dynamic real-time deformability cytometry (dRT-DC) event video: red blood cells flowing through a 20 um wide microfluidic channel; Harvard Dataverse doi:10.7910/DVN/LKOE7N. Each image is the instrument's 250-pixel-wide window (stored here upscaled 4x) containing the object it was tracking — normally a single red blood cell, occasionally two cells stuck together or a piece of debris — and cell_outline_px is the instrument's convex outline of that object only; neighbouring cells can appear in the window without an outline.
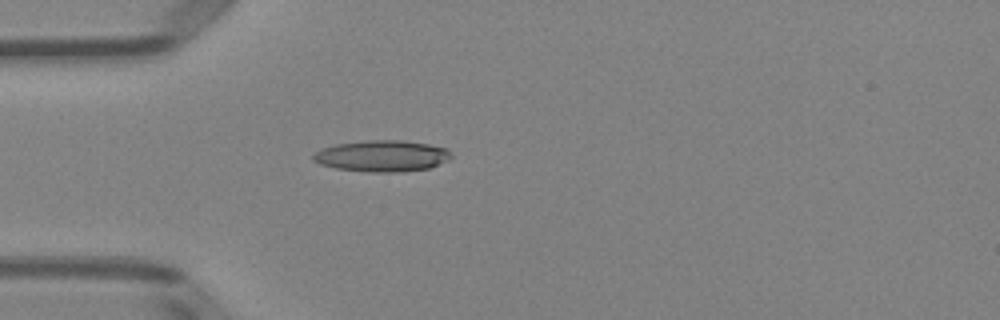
{"species": "Egyptian fruit bat (a non-hibernating species)", "species_latin": "Rousettus aegyptiacus", "temperature_condition": "room temperature", "stored_images_in_passage": 1, "camera_frame_rate_fps": 3000, "um_per_image_px": 0.085, "animal": {"sex": "female"}, "frame": {"image": 1, "passage_image": 1, "time_ms": 0.0, "image_size_px": [1000, 320], "cell_outline_px": [[452, 156], [448, 160], [428, 168], [400, 172], [368, 172], [336, 168], [320, 164], [312, 160], [312, 156], [320, 148], [336, 144], [368, 140], [400, 140], [428, 144], [448, 148]], "centroid_in_image_um": [32.46, 13.25], "position_along_channel_um": 52.5, "area_um2": 25.2}}